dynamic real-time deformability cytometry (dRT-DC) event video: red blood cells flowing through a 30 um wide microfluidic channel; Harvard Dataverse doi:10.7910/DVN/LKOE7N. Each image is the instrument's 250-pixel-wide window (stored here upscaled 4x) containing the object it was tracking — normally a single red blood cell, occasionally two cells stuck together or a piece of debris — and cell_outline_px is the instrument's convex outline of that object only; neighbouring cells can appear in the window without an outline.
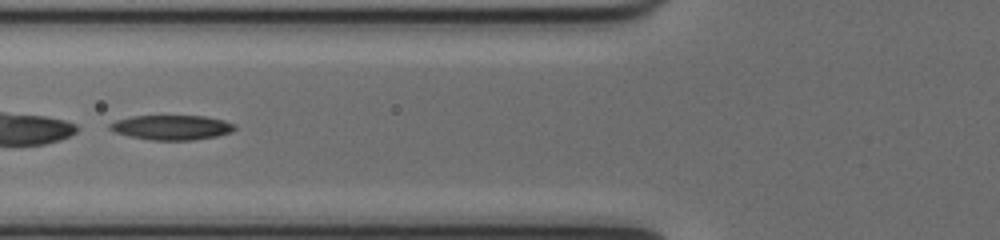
{"species": "common noctule bat (a hibernating species)", "species_latin": "Nyctalus noctula", "temperature_condition": "cold", "stored_images_in_passage": 50, "camera_frame_rate_fps": 3000, "um_per_image_px": 0.085, "animal": {"sex": "female", "body_mass_g": 17.0, "forearm_length_mm": 48.0}, "frame": {"image": 1, "passage_image": 21, "time_ms": 6.667, "image_size_px": [1000, 240], "cell_outline_px": [[236, 128], [232, 132], [216, 136], [192, 140], [152, 140], [128, 136], [116, 132], [108, 128], [108, 124], [116, 120], [132, 116], [204, 116], [224, 120], [236, 124]], "centroid_in_image_um": [14.6, 10.83], "position_along_channel_um": 111.2, "area_um2": 18.03}}
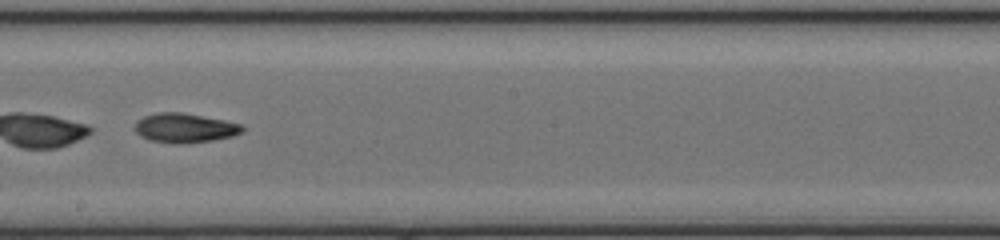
{"frame": {"image": 2, "passage_image": 30, "time_ms": 9.667, "image_size_px": [1000, 240], "cell_outline_px": [[244, 132], [232, 136], [212, 140], [188, 144], [172, 144], [148, 140], [140, 136], [136, 132], [136, 120], [144, 116], [156, 112], [184, 112], [224, 120], [240, 124], [244, 128]], "centroid_in_image_um": [15.69, 10.88], "position_along_channel_um": 232.5, "area_um2": 18.67}}
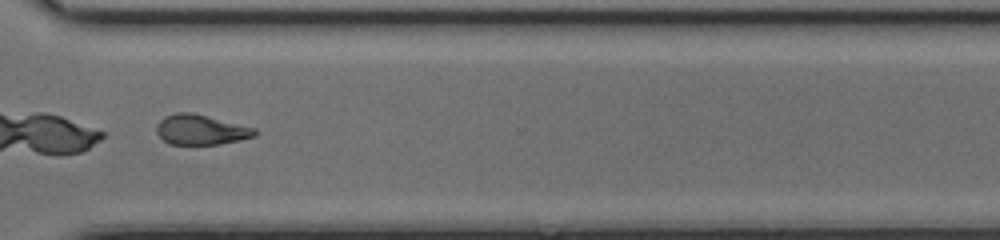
{"frame": {"image": 3, "passage_image": 39, "time_ms": 12.667, "image_size_px": [1000, 240], "cell_outline_px": [[256, 136], [240, 140], [220, 144], [168, 144], [156, 132], [156, 124], [164, 116], [176, 112], [192, 112], [256, 128]], "centroid_in_image_um": [17.06, 11.02], "position_along_channel_um": 353.5, "area_um2": 17.28}, "authors_computed_cell_mechanics": {"area_um2": 19.9121, "velocity_mm_per_s": 4.0336, "shape_relaxation_time_tau1_ms": 4.1335, "shape_relaxation_time_tau2_ms": null, "deformation_change_tau1": 0.1778, "deformation_change_tau2": null}}